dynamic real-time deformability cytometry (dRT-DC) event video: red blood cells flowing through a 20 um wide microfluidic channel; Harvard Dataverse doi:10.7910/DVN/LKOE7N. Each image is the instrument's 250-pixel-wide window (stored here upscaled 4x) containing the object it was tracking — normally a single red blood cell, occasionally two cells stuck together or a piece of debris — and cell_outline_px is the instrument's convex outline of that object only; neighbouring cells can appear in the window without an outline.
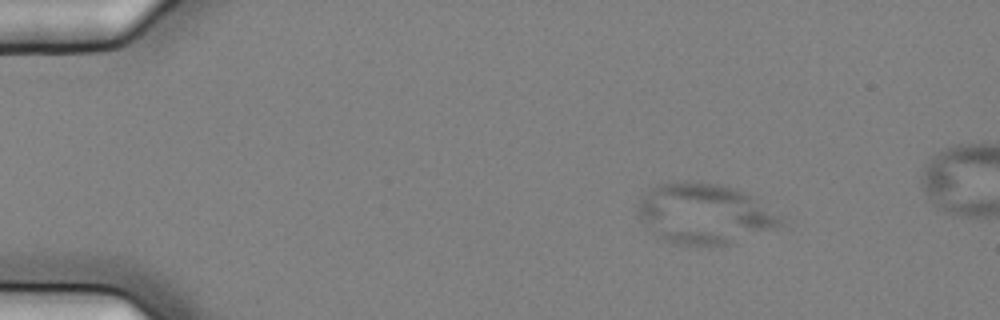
{"species": "common noctule bat (a hibernating species)", "species_latin": "Nyctalus noctula", "temperature_condition": "cold", "stored_images_in_passage": 6, "camera_frame_rate_fps": 3000, "um_per_image_px": 0.085, "animal": {"sex": "female", "body_mass_g": 25.1}, "frame": {"image": 1, "passage_image": 3, "time_ms": 0.667, "image_size_px": [1000, 320], "cell_outline_px": [[784, 224], [776, 228], [728, 244], [676, 244], [664, 240], [652, 232], [640, 220], [636, 212], [636, 208], [640, 200], [656, 184], [688, 180], [720, 184], [744, 192], [776, 216]], "centroid_in_image_um": [59.77, 18.15], "position_along_channel_um": 25.2, "area_um2": 49.13}}